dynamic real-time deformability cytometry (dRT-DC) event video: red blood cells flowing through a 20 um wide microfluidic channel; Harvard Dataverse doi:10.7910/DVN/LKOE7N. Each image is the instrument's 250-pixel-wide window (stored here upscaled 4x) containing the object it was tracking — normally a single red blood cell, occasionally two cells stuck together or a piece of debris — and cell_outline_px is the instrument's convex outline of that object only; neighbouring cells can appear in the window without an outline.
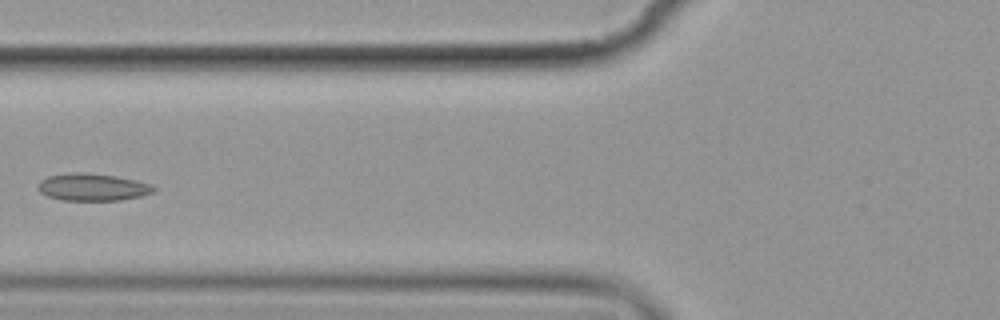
{"species": "common noctule bat (a hibernating species)", "species_latin": "Nyctalus noctula", "temperature_condition": "cold", "stored_images_in_passage": 8, "camera_frame_rate_fps": 3000, "um_per_image_px": 0.085, "animal": {"sex": "female", "body_mass_g": 19.9}, "frame": {"image": 1, "passage_image": 6, "time_ms": 6.667, "image_size_px": [1000, 320], "cell_outline_px": [[156, 188], [152, 192], [140, 196], [120, 200], [64, 200], [48, 196], [40, 192], [36, 188], [40, 180], [48, 176], [72, 172], [116, 176], [136, 180], [152, 184]], "centroid_in_image_um": [7.85, 15.9], "position_along_channel_um": 118.0, "area_um2": 18.21}}
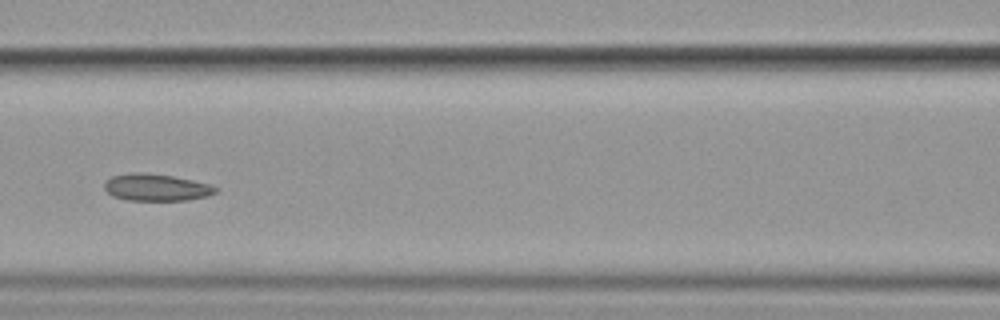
{"frame": {"image": 2, "passage_image": 7, "time_ms": 7.667, "image_size_px": [1000, 320], "cell_outline_px": [[220, 188], [216, 192], [208, 196], [184, 200], [128, 200], [112, 196], [104, 188], [104, 180], [112, 176], [132, 172], [144, 172], [172, 176], [192, 180], [208, 184]], "centroid_in_image_um": [13.25, 15.92], "position_along_channel_um": 153.3, "area_um2": 17.51}}
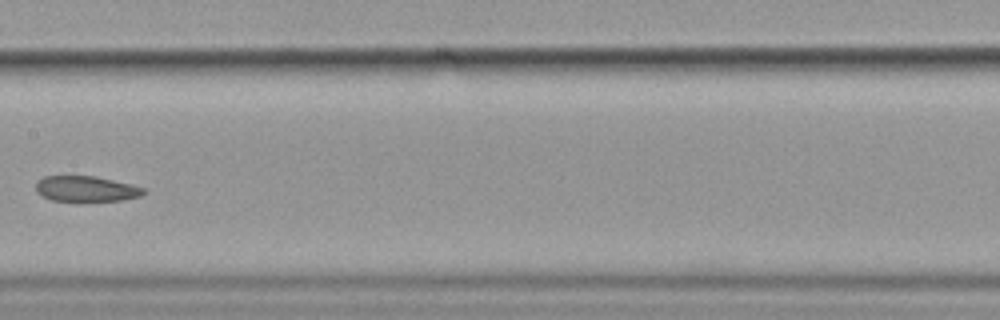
{"frame": {"image": 3, "passage_image": 8, "time_ms": 9.0, "image_size_px": [1000, 320], "cell_outline_px": [[148, 192], [140, 196], [120, 200], [52, 200], [40, 196], [36, 192], [36, 180], [44, 176], [96, 176], [144, 188]], "centroid_in_image_um": [7.27, 16.04], "position_along_channel_um": 200.1, "area_um2": 15.84}}